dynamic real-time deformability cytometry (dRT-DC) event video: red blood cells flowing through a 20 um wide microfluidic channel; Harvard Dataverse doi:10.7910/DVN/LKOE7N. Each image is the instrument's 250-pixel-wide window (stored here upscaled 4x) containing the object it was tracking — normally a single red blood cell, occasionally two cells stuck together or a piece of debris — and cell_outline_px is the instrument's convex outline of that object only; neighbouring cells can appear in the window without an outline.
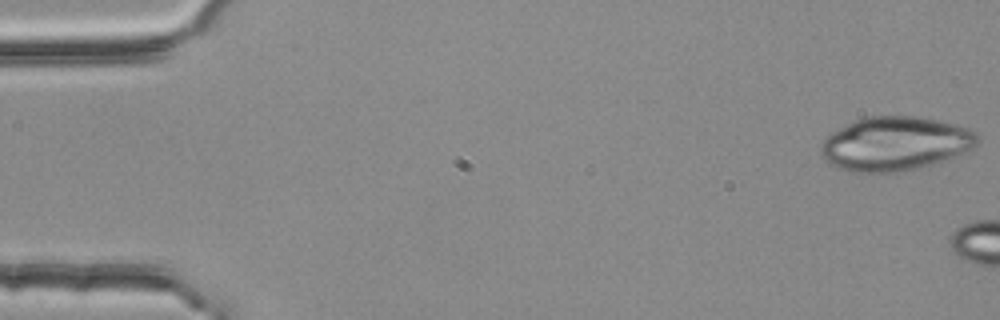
{"species": "common noctule bat (a hibernating species)", "species_latin": "Nyctalus noctula", "temperature_condition": "room temperature", "stored_images_in_passage": 6, "camera_frame_rate_fps": 3000, "um_per_image_px": 0.085, "animal": {"sex": "female", "body_mass_g": 25.1}, "frame": {"image": 1, "passage_image": 1, "time_ms": 0.0, "image_size_px": [1000, 320], "cell_outline_px": [[980, 140], [972, 148], [952, 156], [928, 164], [912, 168], [892, 172], [852, 172], [840, 168], [824, 160], [820, 152], [820, 144], [824, 136], [864, 116], [916, 116], [936, 120], [968, 128], [976, 132]], "centroid_in_image_um": [76.02, 12.19], "position_along_channel_um": 9.0, "area_um2": 48.49}}